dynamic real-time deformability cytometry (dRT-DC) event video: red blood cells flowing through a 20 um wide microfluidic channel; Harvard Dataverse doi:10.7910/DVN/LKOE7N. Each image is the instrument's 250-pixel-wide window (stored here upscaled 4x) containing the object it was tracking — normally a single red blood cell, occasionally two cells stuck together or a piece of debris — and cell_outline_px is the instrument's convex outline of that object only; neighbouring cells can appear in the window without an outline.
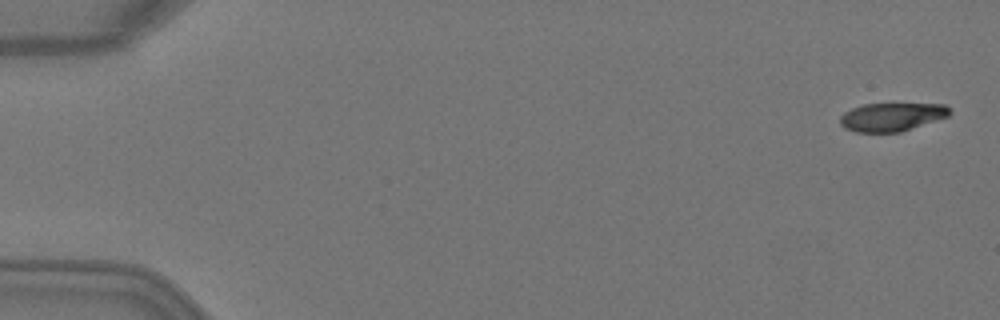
{"species": "Egyptian fruit bat (a non-hibernating species)", "species_latin": "Rousettus aegyptiacus", "temperature_condition": "warm", "stored_images_in_passage": 5, "camera_frame_rate_fps": 3000, "um_per_image_px": 0.085, "animal": {"sex": "female"}, "frame": {"image": 1, "passage_image": 1, "time_ms": 0.0, "image_size_px": [1000, 320], "cell_outline_px": [[952, 112], [948, 116], [900, 132], [856, 132], [844, 128], [840, 124], [840, 116], [844, 112], [852, 108], [864, 104], [944, 104]], "centroid_in_image_um": [75.77, 9.94], "position_along_channel_um": 9.2, "area_um2": 17.98}}